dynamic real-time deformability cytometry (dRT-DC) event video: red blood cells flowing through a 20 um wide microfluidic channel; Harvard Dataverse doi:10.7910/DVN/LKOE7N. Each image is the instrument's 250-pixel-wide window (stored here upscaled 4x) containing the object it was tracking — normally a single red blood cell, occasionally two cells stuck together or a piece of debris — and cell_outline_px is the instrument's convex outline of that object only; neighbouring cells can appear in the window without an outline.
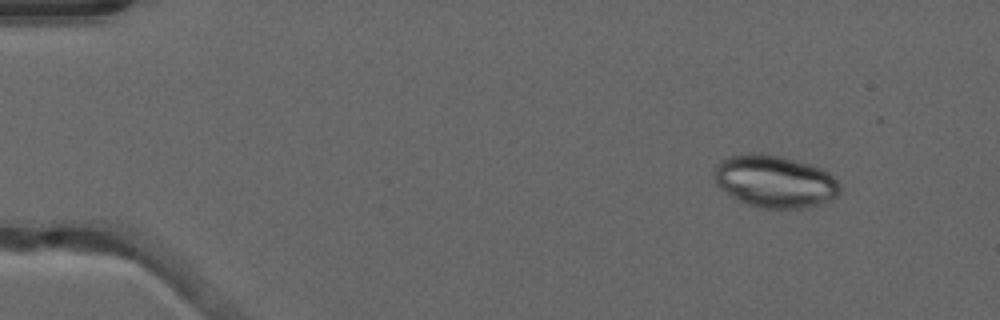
{"species": "common noctule bat (a hibernating species)", "species_latin": "Nyctalus noctula", "temperature_condition": "warm", "stored_images_in_passage": 52, "camera_frame_rate_fps": 3000, "um_per_image_px": 0.085, "animal": {"sex": "male", "forearm_length_mm": 52.5}, "frame": {"image": 1, "passage_image": 6, "time_ms": 1.667, "image_size_px": [1000, 320], "cell_outline_px": [[844, 188], [840, 196], [804, 208], [764, 208], [748, 204], [732, 196], [720, 188], [716, 184], [712, 172], [716, 164], [720, 160], [728, 156], [752, 152], [780, 156], [808, 164], [820, 168], [828, 172]], "centroid_in_image_um": [65.85, 15.41], "position_along_channel_um": 19.2, "area_um2": 38.38}}
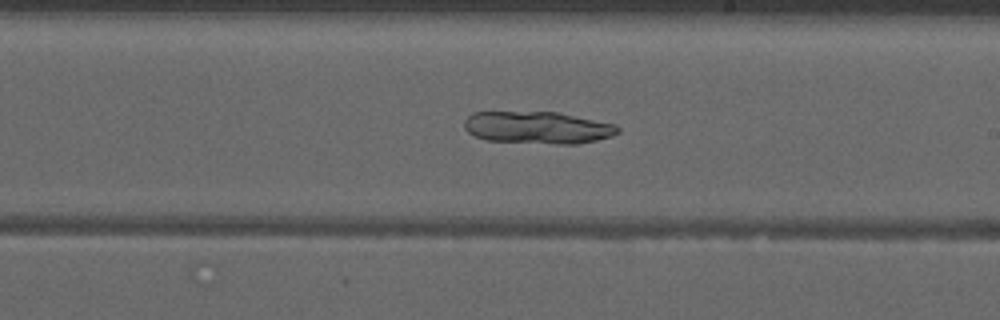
{"frame": {"image": 2, "passage_image": 31, "time_ms": 10.0, "image_size_px": [1000, 320], "cell_outline_px": [[620, 132], [612, 136], [596, 140], [576, 144], [556, 144], [488, 140], [476, 136], [468, 132], [464, 128], [464, 120], [472, 112], [556, 112], [616, 124], [620, 128]], "centroid_in_image_um": [45.71, 10.84], "position_along_channel_um": 243.3, "area_um2": 28.78}}
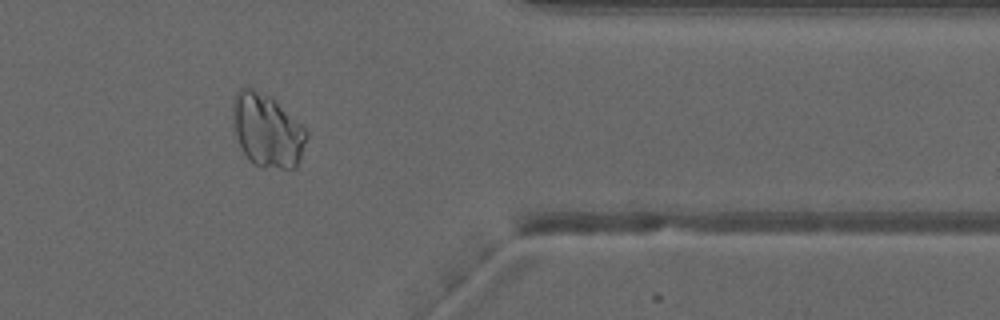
{"frame": {"image": 3, "passage_image": 43, "time_ms": 14.0, "image_size_px": [1000, 320], "cell_outline_px": [[308, 136], [300, 160], [296, 168], [260, 168], [252, 164], [244, 152], [236, 136], [232, 112], [232, 104], [236, 92], [240, 88], [252, 88], [272, 96], [308, 132]], "centroid_in_image_um": [22.71, 11.09], "position_along_channel_um": 388.7, "area_um2": 31.62}}